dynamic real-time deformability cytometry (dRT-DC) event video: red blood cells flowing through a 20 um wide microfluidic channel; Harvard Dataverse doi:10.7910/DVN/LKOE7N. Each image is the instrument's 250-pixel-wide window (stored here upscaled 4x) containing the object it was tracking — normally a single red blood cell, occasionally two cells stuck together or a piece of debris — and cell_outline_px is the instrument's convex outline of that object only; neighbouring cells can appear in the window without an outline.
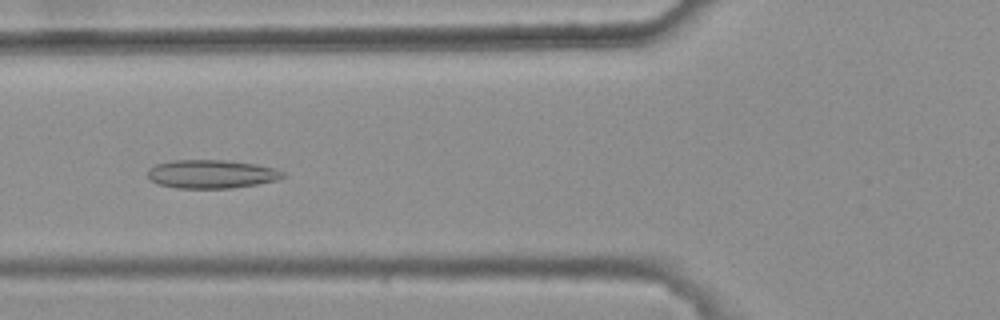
{"species": "common noctule bat (a hibernating species)", "species_latin": "Nyctalus noctula", "temperature_condition": "warm", "stored_images_in_passage": 6, "camera_frame_rate_fps": 3000, "um_per_image_px": 0.085, "animal": {"sex": "female", "body_mass_g": 25.1}, "frame": {"image": 1, "passage_image": 6, "time_ms": 1.667, "image_size_px": [1000, 320], "cell_outline_px": [[288, 176], [276, 180], [256, 184], [228, 188], [176, 188], [160, 184], [152, 180], [148, 176], [148, 168], [156, 164], [172, 160], [224, 160], [256, 164], [276, 168], [284, 172]], "centroid_in_image_um": [18.0, 14.78], "position_along_channel_um": 107.8, "area_um2": 22.43}}